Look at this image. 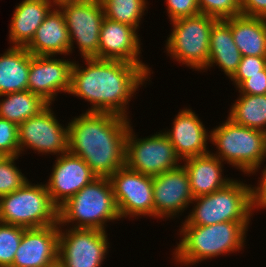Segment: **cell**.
I'll list each match as a JSON object with an SVG mask.
<instances>
[{"mask_svg":"<svg viewBox=\"0 0 266 267\" xmlns=\"http://www.w3.org/2000/svg\"><path fill=\"white\" fill-rule=\"evenodd\" d=\"M83 60L84 66L74 60L69 96L90 103L85 112L113 113L130 119L129 103L136 98L134 95L140 90L139 87L152 82L150 79L154 71L149 65L121 60Z\"/></svg>","mask_w":266,"mask_h":267,"instance_id":"6da1fadb","label":"cell"},{"mask_svg":"<svg viewBox=\"0 0 266 267\" xmlns=\"http://www.w3.org/2000/svg\"><path fill=\"white\" fill-rule=\"evenodd\" d=\"M131 119L113 113L83 112L68 122V151L83 159L97 177L109 178L125 166Z\"/></svg>","mask_w":266,"mask_h":267,"instance_id":"7a4b0ae2","label":"cell"},{"mask_svg":"<svg viewBox=\"0 0 266 267\" xmlns=\"http://www.w3.org/2000/svg\"><path fill=\"white\" fill-rule=\"evenodd\" d=\"M252 222H220L213 225H181L179 242L172 259L176 265L190 267L202 261L240 253L247 240ZM200 262V263H199Z\"/></svg>","mask_w":266,"mask_h":267,"instance_id":"3957f363","label":"cell"},{"mask_svg":"<svg viewBox=\"0 0 266 267\" xmlns=\"http://www.w3.org/2000/svg\"><path fill=\"white\" fill-rule=\"evenodd\" d=\"M120 220L112 183L107 177L95 178L58 207L59 227L107 231L108 222Z\"/></svg>","mask_w":266,"mask_h":267,"instance_id":"277c9868","label":"cell"},{"mask_svg":"<svg viewBox=\"0 0 266 267\" xmlns=\"http://www.w3.org/2000/svg\"><path fill=\"white\" fill-rule=\"evenodd\" d=\"M233 179L225 187L195 197L192 210L181 225H213L220 222H251L254 214L253 185ZM252 218V219H251Z\"/></svg>","mask_w":266,"mask_h":267,"instance_id":"5b68a950","label":"cell"},{"mask_svg":"<svg viewBox=\"0 0 266 267\" xmlns=\"http://www.w3.org/2000/svg\"><path fill=\"white\" fill-rule=\"evenodd\" d=\"M211 130V153L248 177L258 175L266 161V133L234 123L230 118Z\"/></svg>","mask_w":266,"mask_h":267,"instance_id":"8992f818","label":"cell"},{"mask_svg":"<svg viewBox=\"0 0 266 267\" xmlns=\"http://www.w3.org/2000/svg\"><path fill=\"white\" fill-rule=\"evenodd\" d=\"M217 20L199 13L171 21L164 53L173 61L202 72L208 63L211 28Z\"/></svg>","mask_w":266,"mask_h":267,"instance_id":"52a82bcc","label":"cell"},{"mask_svg":"<svg viewBox=\"0 0 266 267\" xmlns=\"http://www.w3.org/2000/svg\"><path fill=\"white\" fill-rule=\"evenodd\" d=\"M0 222L26 229L58 224V207L44 182L28 180L18 190L0 197Z\"/></svg>","mask_w":266,"mask_h":267,"instance_id":"ba28073f","label":"cell"},{"mask_svg":"<svg viewBox=\"0 0 266 267\" xmlns=\"http://www.w3.org/2000/svg\"><path fill=\"white\" fill-rule=\"evenodd\" d=\"M134 132L132 122L125 142V166L147 176H157L182 164L170 139L160 130L143 138Z\"/></svg>","mask_w":266,"mask_h":267,"instance_id":"9c48e42d","label":"cell"},{"mask_svg":"<svg viewBox=\"0 0 266 267\" xmlns=\"http://www.w3.org/2000/svg\"><path fill=\"white\" fill-rule=\"evenodd\" d=\"M107 231L59 227L58 266L102 267L109 253Z\"/></svg>","mask_w":266,"mask_h":267,"instance_id":"30bf717a","label":"cell"},{"mask_svg":"<svg viewBox=\"0 0 266 267\" xmlns=\"http://www.w3.org/2000/svg\"><path fill=\"white\" fill-rule=\"evenodd\" d=\"M53 109L49 104L38 115L18 125L19 156L31 149L41 155L56 157L68 151V122L65 126L60 123Z\"/></svg>","mask_w":266,"mask_h":267,"instance_id":"8fae6325","label":"cell"},{"mask_svg":"<svg viewBox=\"0 0 266 267\" xmlns=\"http://www.w3.org/2000/svg\"><path fill=\"white\" fill-rule=\"evenodd\" d=\"M59 9L69 32L70 55L74 48H79L81 58H98L100 29L105 18L100 0H80Z\"/></svg>","mask_w":266,"mask_h":267,"instance_id":"7c38bea8","label":"cell"},{"mask_svg":"<svg viewBox=\"0 0 266 267\" xmlns=\"http://www.w3.org/2000/svg\"><path fill=\"white\" fill-rule=\"evenodd\" d=\"M109 178L117 208L123 220L124 218L129 220L130 218L139 219V217H153L154 220L152 176L144 175L123 166Z\"/></svg>","mask_w":266,"mask_h":267,"instance_id":"4fadbf2b","label":"cell"},{"mask_svg":"<svg viewBox=\"0 0 266 267\" xmlns=\"http://www.w3.org/2000/svg\"><path fill=\"white\" fill-rule=\"evenodd\" d=\"M57 57L59 56H36L30 53L28 90L48 104L55 103L58 94H68L71 87L74 61L65 56L60 59Z\"/></svg>","mask_w":266,"mask_h":267,"instance_id":"5bb4252c","label":"cell"},{"mask_svg":"<svg viewBox=\"0 0 266 267\" xmlns=\"http://www.w3.org/2000/svg\"><path fill=\"white\" fill-rule=\"evenodd\" d=\"M154 219L174 220L191 207L194 197L191 193L188 173L180 166L153 177ZM190 206V207H189Z\"/></svg>","mask_w":266,"mask_h":267,"instance_id":"9a60e30c","label":"cell"},{"mask_svg":"<svg viewBox=\"0 0 266 267\" xmlns=\"http://www.w3.org/2000/svg\"><path fill=\"white\" fill-rule=\"evenodd\" d=\"M55 159L45 184L52 202L59 207L97 176L81 157L69 151Z\"/></svg>","mask_w":266,"mask_h":267,"instance_id":"2e32d148","label":"cell"},{"mask_svg":"<svg viewBox=\"0 0 266 267\" xmlns=\"http://www.w3.org/2000/svg\"><path fill=\"white\" fill-rule=\"evenodd\" d=\"M172 121L171 129L167 127L161 131L170 139L182 161L211 152L207 147L211 141V131L205 127L195 110L188 106L179 109Z\"/></svg>","mask_w":266,"mask_h":267,"instance_id":"e0dca14e","label":"cell"},{"mask_svg":"<svg viewBox=\"0 0 266 267\" xmlns=\"http://www.w3.org/2000/svg\"><path fill=\"white\" fill-rule=\"evenodd\" d=\"M58 250V224L25 229L11 267H56Z\"/></svg>","mask_w":266,"mask_h":267,"instance_id":"ac0fdd59","label":"cell"},{"mask_svg":"<svg viewBox=\"0 0 266 267\" xmlns=\"http://www.w3.org/2000/svg\"><path fill=\"white\" fill-rule=\"evenodd\" d=\"M138 31L133 26L104 18L100 29L98 59L148 65L140 59L143 49Z\"/></svg>","mask_w":266,"mask_h":267,"instance_id":"d6986e66","label":"cell"},{"mask_svg":"<svg viewBox=\"0 0 266 267\" xmlns=\"http://www.w3.org/2000/svg\"><path fill=\"white\" fill-rule=\"evenodd\" d=\"M185 167L193 197L208 195L225 187L234 178L224 176V164L211 152L182 161Z\"/></svg>","mask_w":266,"mask_h":267,"instance_id":"ffe728a7","label":"cell"},{"mask_svg":"<svg viewBox=\"0 0 266 267\" xmlns=\"http://www.w3.org/2000/svg\"><path fill=\"white\" fill-rule=\"evenodd\" d=\"M25 48L36 56L70 55L69 32L59 8L49 12Z\"/></svg>","mask_w":266,"mask_h":267,"instance_id":"44dd1931","label":"cell"},{"mask_svg":"<svg viewBox=\"0 0 266 267\" xmlns=\"http://www.w3.org/2000/svg\"><path fill=\"white\" fill-rule=\"evenodd\" d=\"M15 6L8 41L10 46L26 47L54 7L47 0H22Z\"/></svg>","mask_w":266,"mask_h":267,"instance_id":"7402d4cb","label":"cell"},{"mask_svg":"<svg viewBox=\"0 0 266 267\" xmlns=\"http://www.w3.org/2000/svg\"><path fill=\"white\" fill-rule=\"evenodd\" d=\"M241 58L230 25L224 19L217 20L211 28L208 63L202 73L217 66L230 79L237 71Z\"/></svg>","mask_w":266,"mask_h":267,"instance_id":"603a6c76","label":"cell"},{"mask_svg":"<svg viewBox=\"0 0 266 267\" xmlns=\"http://www.w3.org/2000/svg\"><path fill=\"white\" fill-rule=\"evenodd\" d=\"M224 20L242 56H266V18L239 15Z\"/></svg>","mask_w":266,"mask_h":267,"instance_id":"cb8c5ba5","label":"cell"},{"mask_svg":"<svg viewBox=\"0 0 266 267\" xmlns=\"http://www.w3.org/2000/svg\"><path fill=\"white\" fill-rule=\"evenodd\" d=\"M30 52L10 46L0 54V95L28 90Z\"/></svg>","mask_w":266,"mask_h":267,"instance_id":"d4e9b609","label":"cell"},{"mask_svg":"<svg viewBox=\"0 0 266 267\" xmlns=\"http://www.w3.org/2000/svg\"><path fill=\"white\" fill-rule=\"evenodd\" d=\"M0 98V118L16 125L38 115L49 105L29 90L0 95Z\"/></svg>","mask_w":266,"mask_h":267,"instance_id":"484cf974","label":"cell"},{"mask_svg":"<svg viewBox=\"0 0 266 267\" xmlns=\"http://www.w3.org/2000/svg\"><path fill=\"white\" fill-rule=\"evenodd\" d=\"M228 111V118L240 126L266 133V94H239Z\"/></svg>","mask_w":266,"mask_h":267,"instance_id":"4316f807","label":"cell"},{"mask_svg":"<svg viewBox=\"0 0 266 267\" xmlns=\"http://www.w3.org/2000/svg\"><path fill=\"white\" fill-rule=\"evenodd\" d=\"M105 18L124 23L140 30L145 11L148 13V0H100Z\"/></svg>","mask_w":266,"mask_h":267,"instance_id":"83f0119b","label":"cell"},{"mask_svg":"<svg viewBox=\"0 0 266 267\" xmlns=\"http://www.w3.org/2000/svg\"><path fill=\"white\" fill-rule=\"evenodd\" d=\"M19 156H3L0 159V197L12 193L28 182V178L16 165Z\"/></svg>","mask_w":266,"mask_h":267,"instance_id":"f1b7e54d","label":"cell"},{"mask_svg":"<svg viewBox=\"0 0 266 267\" xmlns=\"http://www.w3.org/2000/svg\"><path fill=\"white\" fill-rule=\"evenodd\" d=\"M26 228L0 222V267H11Z\"/></svg>","mask_w":266,"mask_h":267,"instance_id":"f546056e","label":"cell"},{"mask_svg":"<svg viewBox=\"0 0 266 267\" xmlns=\"http://www.w3.org/2000/svg\"><path fill=\"white\" fill-rule=\"evenodd\" d=\"M200 13L219 19L242 15L240 0H198Z\"/></svg>","mask_w":266,"mask_h":267,"instance_id":"4dcf8cb0","label":"cell"},{"mask_svg":"<svg viewBox=\"0 0 266 267\" xmlns=\"http://www.w3.org/2000/svg\"><path fill=\"white\" fill-rule=\"evenodd\" d=\"M18 125L0 118V154L19 156Z\"/></svg>","mask_w":266,"mask_h":267,"instance_id":"1f68e13d","label":"cell"},{"mask_svg":"<svg viewBox=\"0 0 266 267\" xmlns=\"http://www.w3.org/2000/svg\"><path fill=\"white\" fill-rule=\"evenodd\" d=\"M266 67V56H242L237 71L229 79L235 89L250 75L261 74Z\"/></svg>","mask_w":266,"mask_h":267,"instance_id":"d6a6232c","label":"cell"},{"mask_svg":"<svg viewBox=\"0 0 266 267\" xmlns=\"http://www.w3.org/2000/svg\"><path fill=\"white\" fill-rule=\"evenodd\" d=\"M169 21L195 16L200 13L198 0H164Z\"/></svg>","mask_w":266,"mask_h":267,"instance_id":"836d02e7","label":"cell"},{"mask_svg":"<svg viewBox=\"0 0 266 267\" xmlns=\"http://www.w3.org/2000/svg\"><path fill=\"white\" fill-rule=\"evenodd\" d=\"M236 90L240 94L247 95H265L266 94V67L261 74L250 75L244 80Z\"/></svg>","mask_w":266,"mask_h":267,"instance_id":"e575fe53","label":"cell"},{"mask_svg":"<svg viewBox=\"0 0 266 267\" xmlns=\"http://www.w3.org/2000/svg\"><path fill=\"white\" fill-rule=\"evenodd\" d=\"M240 6L244 16L266 18V0H240Z\"/></svg>","mask_w":266,"mask_h":267,"instance_id":"d590c367","label":"cell"},{"mask_svg":"<svg viewBox=\"0 0 266 267\" xmlns=\"http://www.w3.org/2000/svg\"><path fill=\"white\" fill-rule=\"evenodd\" d=\"M261 173L258 183L256 185L253 184V201L257 211L266 210V164Z\"/></svg>","mask_w":266,"mask_h":267,"instance_id":"8d00e7d4","label":"cell"},{"mask_svg":"<svg viewBox=\"0 0 266 267\" xmlns=\"http://www.w3.org/2000/svg\"><path fill=\"white\" fill-rule=\"evenodd\" d=\"M54 8H60L64 4L77 2L80 0H47Z\"/></svg>","mask_w":266,"mask_h":267,"instance_id":"74e56055","label":"cell"}]
</instances>
